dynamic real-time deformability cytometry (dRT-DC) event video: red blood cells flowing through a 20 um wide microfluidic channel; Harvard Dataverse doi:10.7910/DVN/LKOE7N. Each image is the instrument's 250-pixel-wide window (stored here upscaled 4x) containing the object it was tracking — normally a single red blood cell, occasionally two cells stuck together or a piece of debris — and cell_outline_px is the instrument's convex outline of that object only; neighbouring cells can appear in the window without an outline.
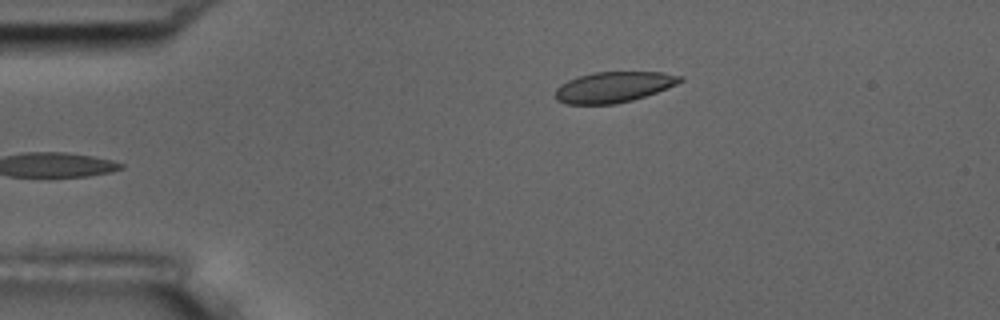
{"species": "common noctule bat (a hibernating species)", "species_latin": "Nyctalus noctula", "temperature_condition": "room temperature", "stored_images_in_passage": 2, "camera_frame_rate_fps": 3000, "um_per_image_px": 0.085, "animal": {"sex": "male", "body_mass_g": 17.5, "forearm_length_mm": 52.3}, "frame": {"image": 1, "passage_image": 2, "time_ms": 1.0, "image_size_px": [1000, 320], "cell_outline_px": [[684, 80], [676, 84], [656, 92], [632, 100], [616, 104], [564, 104], [556, 100], [556, 88], [560, 84], [568, 80], [592, 72], [660, 72], [684, 76]], "centroid_in_image_um": [52.14, 7.4], "position_along_channel_um": 32.9, "area_um2": 22.25}}